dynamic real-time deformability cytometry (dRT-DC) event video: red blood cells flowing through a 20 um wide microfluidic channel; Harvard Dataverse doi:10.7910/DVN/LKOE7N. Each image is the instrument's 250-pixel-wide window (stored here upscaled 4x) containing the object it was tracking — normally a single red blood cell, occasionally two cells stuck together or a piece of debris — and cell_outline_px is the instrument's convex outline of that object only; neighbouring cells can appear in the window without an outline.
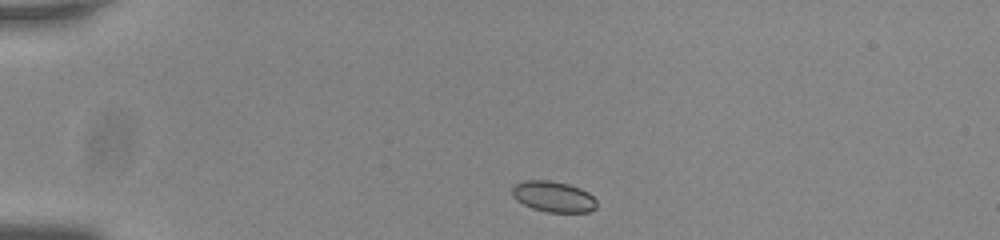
{"species": "common noctule bat (a hibernating species)", "species_latin": "Nyctalus noctula", "temperature_condition": "room temperature", "stored_images_in_passage": 44, "camera_frame_rate_fps": 3000, "um_per_image_px": 0.085, "animal": {"sex": "male", "body_mass_g": 20.0, "forearm_length_mm": 53.3}, "frame": {"image": 1, "passage_image": 1, "time_ms": 0.0, "image_size_px": [1000, 240], "cell_outline_px": [[596, 208], [588, 212], [548, 212], [532, 208], [516, 200], [512, 196], [512, 184], [524, 180], [552, 180], [568, 184], [580, 188], [588, 192], [596, 200]], "centroid_in_image_um": [47.01, 16.7], "position_along_channel_um": 38.0, "area_um2": 15.32}}
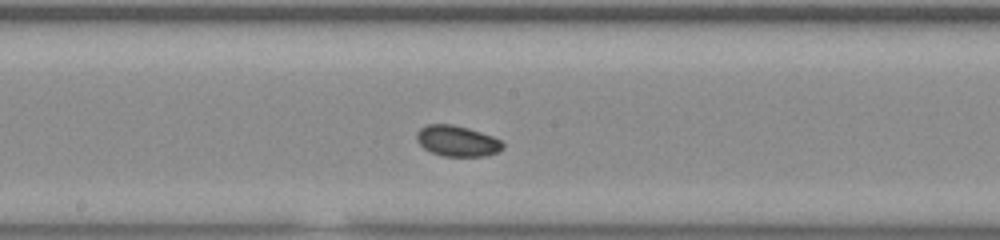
{"frame": {"image": 2, "passage_image": 19, "time_ms": 6.0, "image_size_px": [1000, 240], "cell_outline_px": [[504, 148], [500, 152], [484, 156], [444, 156], [432, 152], [424, 148], [416, 140], [416, 132], [420, 128], [428, 124], [452, 124], [468, 128], [492, 136], [500, 140], [504, 144]], "centroid_in_image_um": [38.87, 11.98], "position_along_channel_um": 209.3, "area_um2": 15.49}}
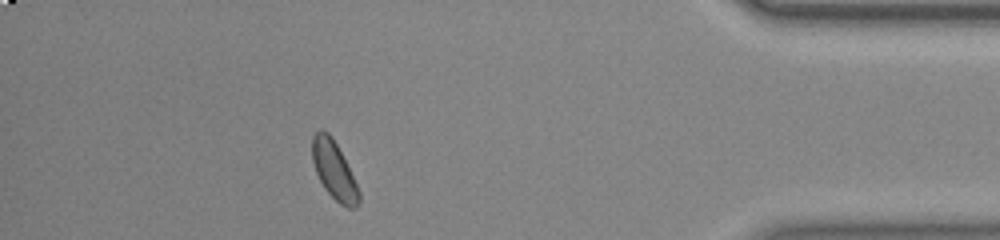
{"frame": {"image": 3, "passage_image": 38, "time_ms": 12.333, "image_size_px": [1000, 240], "cell_outline_px": [[360, 204], [356, 208], [348, 208], [340, 204], [324, 188], [316, 172], [312, 160], [312, 136], [320, 128], [328, 132], [336, 144], [360, 192]], "centroid_in_image_um": [28.38, 14.49], "position_along_channel_um": 406.8, "area_um2": 15.49}, "authors_computed_cell_mechanics": {"area_um2": 15.4904, "velocity_mm_per_s": 3.7373, "shape_relaxation_time_tau1_ms": 4.0907, "shape_relaxation_time_tau2_ms": null, "deformation_change_tau1": 0.0432, "deformation_change_tau2": null}}